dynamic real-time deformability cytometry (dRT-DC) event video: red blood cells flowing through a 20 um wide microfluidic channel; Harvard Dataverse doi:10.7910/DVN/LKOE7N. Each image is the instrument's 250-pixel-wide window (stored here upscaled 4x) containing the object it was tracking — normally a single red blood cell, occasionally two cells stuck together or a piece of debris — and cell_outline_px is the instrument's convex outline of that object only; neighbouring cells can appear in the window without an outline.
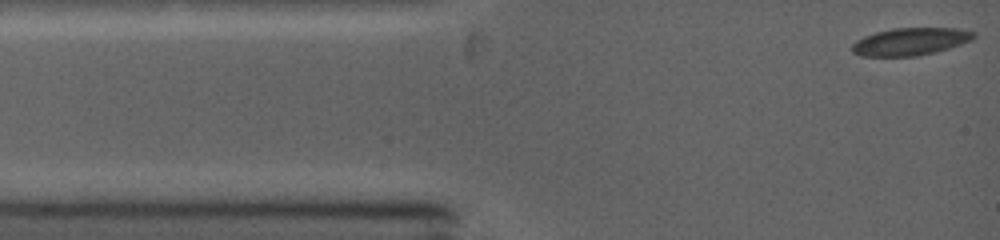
{"species": "common noctule bat (a hibernating species)", "species_latin": "Nyctalus noctula", "temperature_condition": "warm", "stored_images_in_passage": 30, "camera_frame_rate_fps": 5000, "um_per_image_px": 0.085, "animal": {"sex": "female", "body_mass_g": 19.0, "forearm_length_mm": 53.3}, "frame": {"image": 1, "passage_image": 1, "time_ms": 0.0, "image_size_px": [1000, 240], "cell_outline_px": [[976, 36], [972, 40], [936, 52], [916, 56], [860, 56], [852, 52], [852, 44], [856, 40], [864, 36], [876, 32], [892, 28], [956, 28], [976, 32]], "centroid_in_image_um": [77.38, 3.53], "position_along_channel_um": 7.6, "area_um2": 19.54}}
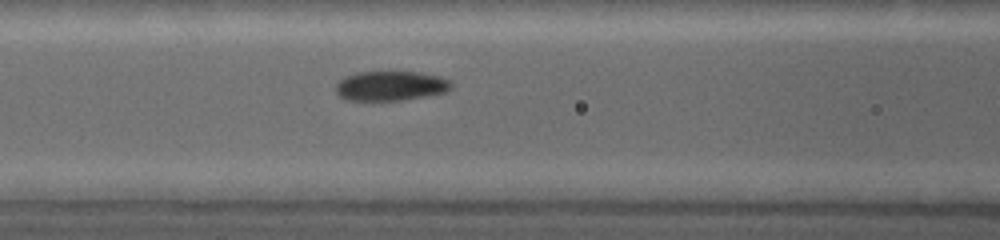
{"frame": {"image": 2, "passage_image": 12, "time_ms": 4.2, "image_size_px": [1000, 240], "cell_outline_px": [[452, 88], [448, 92], [404, 100], [344, 100], [336, 92], [336, 84], [344, 76], [356, 72], [416, 72], [440, 76], [452, 80]], "centroid_in_image_um": [33.23, 7.3], "position_along_channel_um": 133.4, "area_um2": 20.17}}
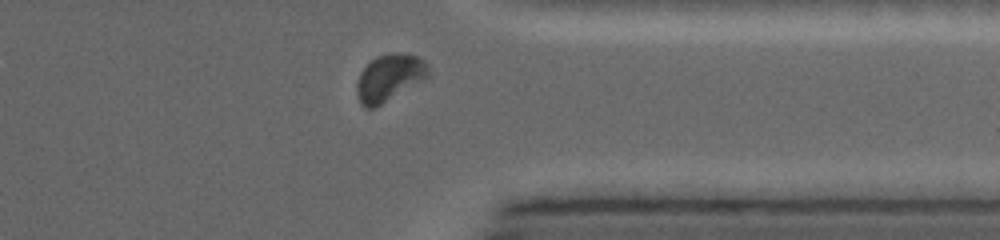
{"frame": {"image": 3, "passage_image": 27, "time_ms": 10.0, "image_size_px": [1000, 240], "cell_outline_px": [[428, 76], [424, 80], [380, 104], [372, 108], [364, 108], [360, 104], [356, 92], [356, 84], [360, 72], [376, 56], [416, 56], [424, 60], [428, 64]], "centroid_in_image_um": [33.06, 6.66], "position_along_channel_um": 378.3, "area_um2": 18.79}, "authors_computed_cell_mechanics": {"area_um2": 19.941, "velocity_mm_per_s": 4.2678, "shape_relaxation_time_tau1_ms": 3.6182, "shape_relaxation_time_tau2_ms": null, "deformation_change_tau1": 0.1312, "deformation_change_tau2": null}}